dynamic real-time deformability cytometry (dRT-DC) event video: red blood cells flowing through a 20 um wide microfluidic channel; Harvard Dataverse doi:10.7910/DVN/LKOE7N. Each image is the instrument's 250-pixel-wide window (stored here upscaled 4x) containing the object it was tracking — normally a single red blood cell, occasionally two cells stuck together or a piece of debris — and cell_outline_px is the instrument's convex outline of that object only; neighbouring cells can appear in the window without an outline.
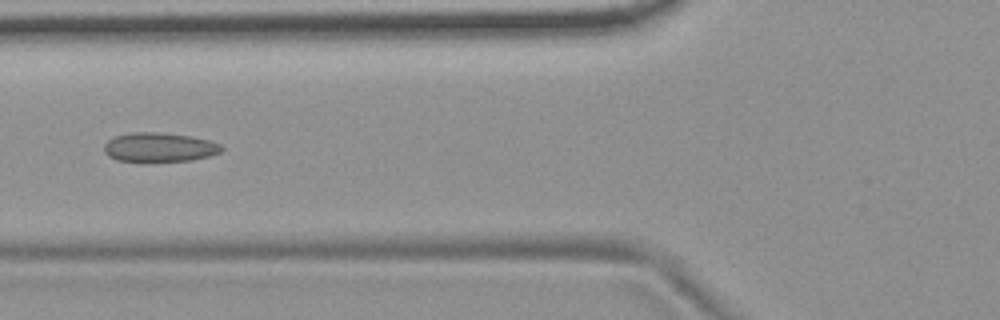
{"species": "common noctule bat (a hibernating species)", "species_latin": "Nyctalus noctula", "temperature_condition": "room temperature", "stored_images_in_passage": 5, "camera_frame_rate_fps": 3000, "um_per_image_px": 0.085, "animal": {"sex": "female", "body_mass_g": 19.9}, "frame": {"image": 1, "passage_image": 5, "time_ms": 1.333, "image_size_px": [1000, 320], "cell_outline_px": [[224, 148], [220, 152], [208, 156], [192, 160], [140, 164], [116, 160], [108, 156], [104, 152], [104, 144], [108, 140], [116, 136], [132, 132], [160, 132], [192, 136], [208, 140], [220, 144]], "centroid_in_image_um": [13.5, 12.56], "position_along_channel_um": 112.3, "area_um2": 20.75}}